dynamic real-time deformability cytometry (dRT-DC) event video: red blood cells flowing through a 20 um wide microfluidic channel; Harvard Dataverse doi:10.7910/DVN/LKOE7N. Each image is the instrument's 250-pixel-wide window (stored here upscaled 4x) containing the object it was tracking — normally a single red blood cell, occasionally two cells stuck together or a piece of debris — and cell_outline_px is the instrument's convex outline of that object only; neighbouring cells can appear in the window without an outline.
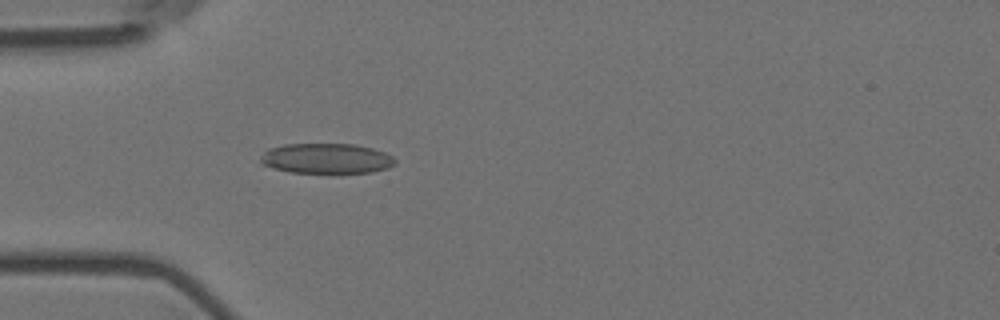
{"species": "Egyptian fruit bat (a non-hibernating species)", "species_latin": "Rousettus aegyptiacus", "temperature_condition": "room temperature", "stored_images_in_passage": 22, "camera_frame_rate_fps": 3000, "um_per_image_px": 0.085, "animal": {"sex": "female"}, "frame": {"image": 1, "passage_image": 3, "time_ms": 0.667, "image_size_px": [1000, 320], "cell_outline_px": [[396, 164], [388, 168], [372, 172], [292, 172], [276, 168], [264, 164], [260, 160], [260, 156], [268, 148], [284, 144], [356, 144], [372, 148], [384, 152], [392, 156], [396, 160]], "centroid_in_image_um": [27.78, 13.45], "position_along_channel_um": 57.2, "area_um2": 23.47}}
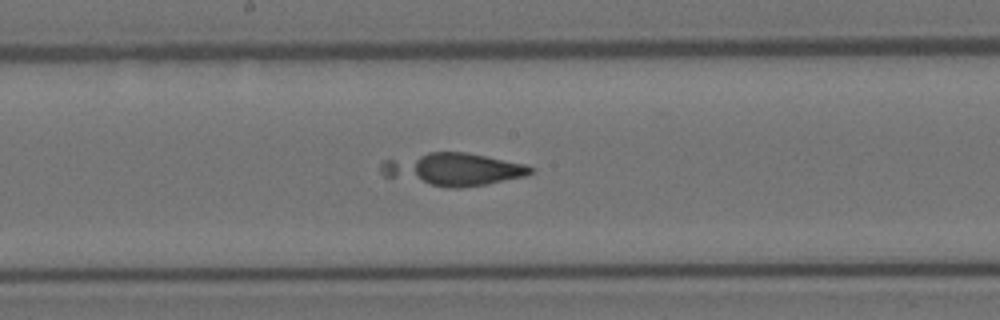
{"frame": {"image": 2, "passage_image": 16, "time_ms": 5.0, "image_size_px": [1000, 320], "cell_outline_px": [[536, 172], [524, 176], [488, 184], [460, 188], [444, 188], [384, 176], [380, 172], [380, 164], [384, 160], [428, 152], [464, 152], [524, 164], [536, 168]], "centroid_in_image_um": [38.51, 14.4], "position_along_channel_um": 209.7, "area_um2": 28.5}}
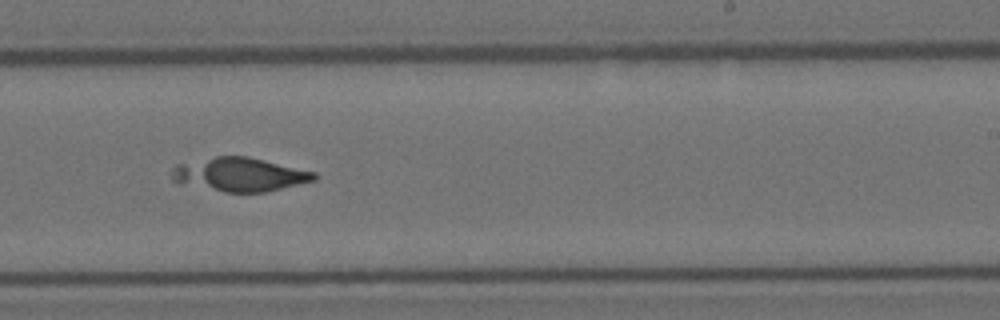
{"frame": {"image": 3, "passage_image": 21, "time_ms": 6.667, "image_size_px": [1000, 320], "cell_outline_px": [[316, 180], [264, 192], [224, 192], [176, 184], [172, 180], [172, 168], [176, 164], [216, 156], [248, 156], [316, 172]], "centroid_in_image_um": [20.31, 14.83], "position_along_channel_um": 268.7, "area_um2": 28.15}}